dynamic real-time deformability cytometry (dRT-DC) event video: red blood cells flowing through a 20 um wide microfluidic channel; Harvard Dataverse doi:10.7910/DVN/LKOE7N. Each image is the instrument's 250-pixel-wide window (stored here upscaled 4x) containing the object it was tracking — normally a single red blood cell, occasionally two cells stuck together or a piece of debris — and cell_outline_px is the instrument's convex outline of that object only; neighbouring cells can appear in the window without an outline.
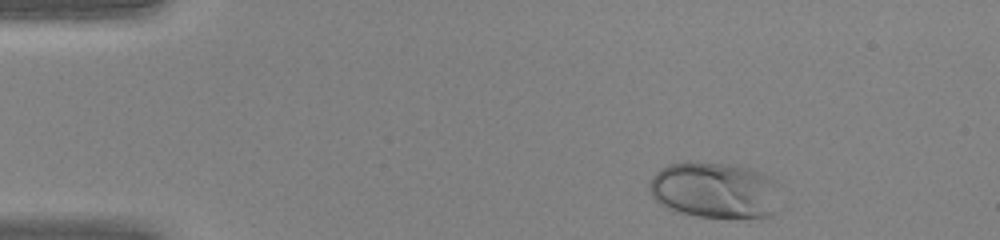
{"species": "human", "species_latin": "Homo sapiens", "temperature_condition": "warm", "stored_images_in_passage": 39, "camera_frame_rate_fps": 3000, "um_per_image_px": 0.085, "donor": {"sex": "female"}, "frame": {"image": 1, "passage_image": 1, "time_ms": 0.0, "image_size_px": [1000, 240], "cell_outline_px": [[772, 212], [768, 216], [700, 216], [676, 212], [660, 204], [652, 196], [648, 184], [652, 176], [660, 168], [672, 164], [688, 160], [720, 164], [740, 168], [752, 172], [760, 176]], "centroid_in_image_um": [60.33, 16.16], "position_along_channel_um": 24.7, "area_um2": 39.19}}
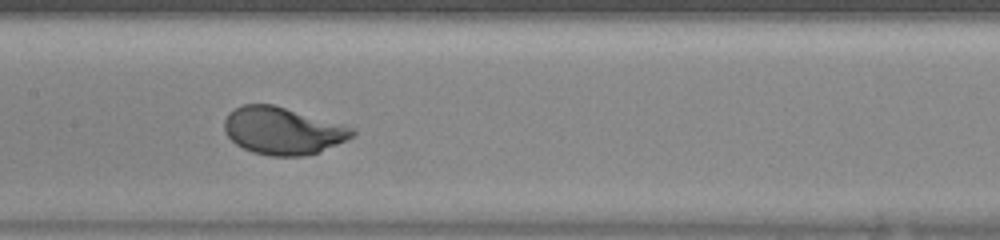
{"frame": {"image": 2, "passage_image": 17, "time_ms": 5.333, "image_size_px": [1000, 240], "cell_outline_px": [[356, 132], [352, 136], [320, 152], [304, 156], [272, 156], [252, 152], [236, 144], [224, 132], [224, 120], [236, 108], [244, 104], [272, 104], [356, 128]], "centroid_in_image_um": [24.03, 11.12], "position_along_channel_um": 183.4, "area_um2": 34.91}}
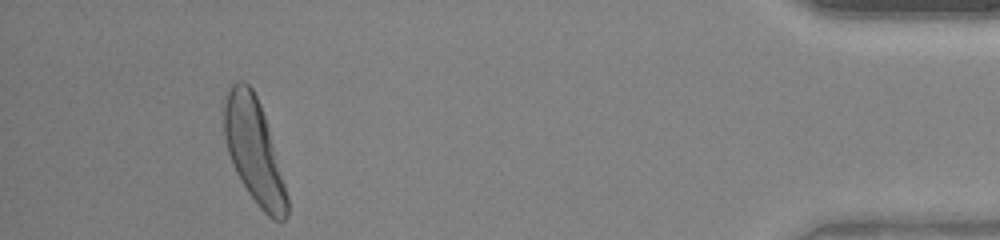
{"frame": {"image": 3, "passage_image": 36, "time_ms": 11.667, "image_size_px": [1000, 240], "cell_outline_px": [[288, 216], [284, 220], [272, 220], [260, 208], [248, 192], [240, 180], [236, 172], [228, 152], [224, 136], [224, 104], [228, 88], [236, 80], [244, 80], [252, 88], [260, 104], [268, 128], [288, 196]], "centroid_in_image_um": [21.58, 12.81], "position_along_channel_um": 413.6, "area_um2": 37.86}}